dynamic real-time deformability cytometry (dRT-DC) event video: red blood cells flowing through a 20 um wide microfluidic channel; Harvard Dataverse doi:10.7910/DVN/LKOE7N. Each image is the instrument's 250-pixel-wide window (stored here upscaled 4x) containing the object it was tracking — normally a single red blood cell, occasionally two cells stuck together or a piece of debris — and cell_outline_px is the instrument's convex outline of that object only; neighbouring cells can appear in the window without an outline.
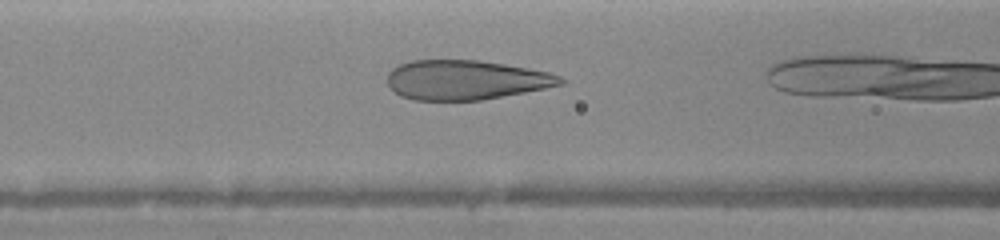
{"species": "human", "species_latin": "Homo sapiens", "temperature_condition": "warm", "stored_images_in_passage": 16, "camera_frame_rate_fps": 3000, "um_per_image_px": 0.085, "donor": {"sex": "female"}, "frame": {"image": 1, "passage_image": 7, "time_ms": 1.0, "image_size_px": [1000, 240], "cell_outline_px": [[568, 80], [564, 84], [524, 92], [480, 100], [412, 100], [400, 96], [388, 84], [388, 72], [392, 68], [400, 64], [412, 60], [480, 60], [528, 68], [548, 72], [560, 76]], "centroid_in_image_um": [39.59, 6.79], "position_along_channel_um": 127.0, "area_um2": 39.82}}